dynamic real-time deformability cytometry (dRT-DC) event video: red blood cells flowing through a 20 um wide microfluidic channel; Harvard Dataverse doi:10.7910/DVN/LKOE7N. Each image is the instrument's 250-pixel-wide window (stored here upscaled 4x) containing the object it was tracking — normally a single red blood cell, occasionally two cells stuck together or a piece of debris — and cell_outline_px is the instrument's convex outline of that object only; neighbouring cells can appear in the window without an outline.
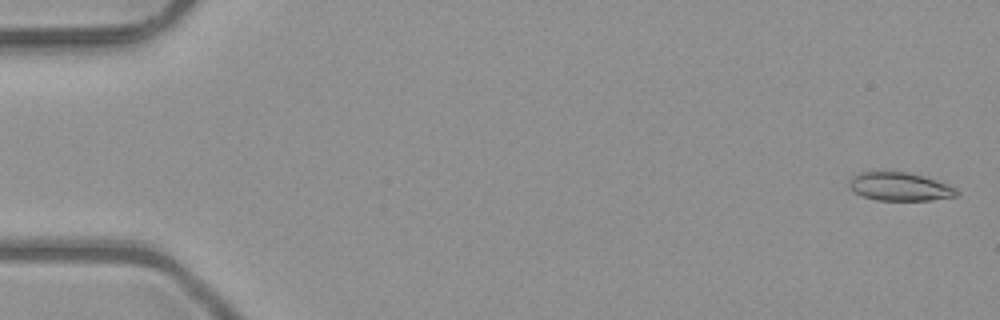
{"species": "common noctule bat (a hibernating species)", "species_latin": "Nyctalus noctula", "temperature_condition": "room temperature", "stored_images_in_passage": 5, "camera_frame_rate_fps": 3000, "um_per_image_px": 0.085, "animal": {"sex": "male", "body_mass_g": 23.1, "forearm_length_mm": 52.7}, "frame": {"image": 1, "passage_image": 1, "time_ms": 0.0, "image_size_px": [1000, 320], "cell_outline_px": [[960, 196], [932, 200], [876, 200], [864, 196], [848, 188], [848, 180], [852, 176], [860, 172], [908, 172], [924, 176], [956, 188], [960, 192]], "centroid_in_image_um": [76.49, 15.87], "position_along_channel_um": 8.5, "area_um2": 17.8}}
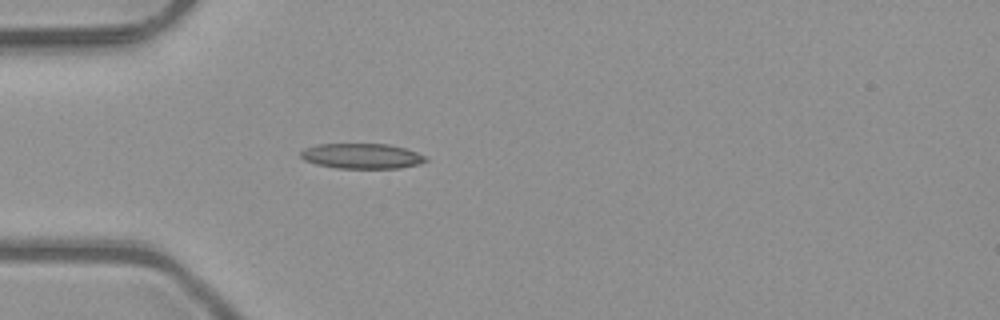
{"frame": {"image": 2, "passage_image": 5, "time_ms": 1.333, "image_size_px": [1000, 320], "cell_outline_px": [[428, 160], [420, 164], [400, 168], [336, 168], [316, 164], [304, 160], [300, 156], [300, 152], [304, 148], [320, 144], [388, 144], [404, 148], [416, 152], [424, 156]], "centroid_in_image_um": [30.74, 13.27], "position_along_channel_um": 54.3, "area_um2": 18.32}}